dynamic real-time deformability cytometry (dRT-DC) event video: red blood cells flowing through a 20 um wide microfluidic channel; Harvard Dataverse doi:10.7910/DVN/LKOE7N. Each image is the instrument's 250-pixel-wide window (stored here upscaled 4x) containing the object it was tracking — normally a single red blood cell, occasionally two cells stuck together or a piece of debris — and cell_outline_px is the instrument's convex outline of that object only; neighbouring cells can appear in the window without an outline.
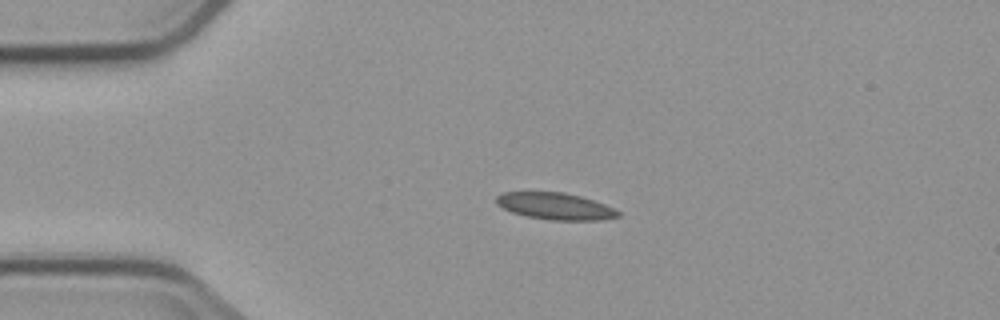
{"species": "common noctule bat (a hibernating species)", "species_latin": "Nyctalus noctula", "temperature_condition": "cold", "stored_images_in_passage": 2, "camera_frame_rate_fps": 3000, "um_per_image_px": 0.085, "animal": {"sex": "male", "body_mass_g": 23.1, "forearm_length_mm": 52.7}, "frame": {"image": 1, "passage_image": 1, "time_ms": 0.0, "image_size_px": [1000, 320], "cell_outline_px": [[620, 216], [600, 220], [552, 220], [528, 216], [512, 212], [496, 204], [496, 196], [504, 192], [564, 192], [580, 196], [604, 204], [620, 212]], "centroid_in_image_um": [47.19, 17.52], "position_along_channel_um": 37.8, "area_um2": 18.79}}